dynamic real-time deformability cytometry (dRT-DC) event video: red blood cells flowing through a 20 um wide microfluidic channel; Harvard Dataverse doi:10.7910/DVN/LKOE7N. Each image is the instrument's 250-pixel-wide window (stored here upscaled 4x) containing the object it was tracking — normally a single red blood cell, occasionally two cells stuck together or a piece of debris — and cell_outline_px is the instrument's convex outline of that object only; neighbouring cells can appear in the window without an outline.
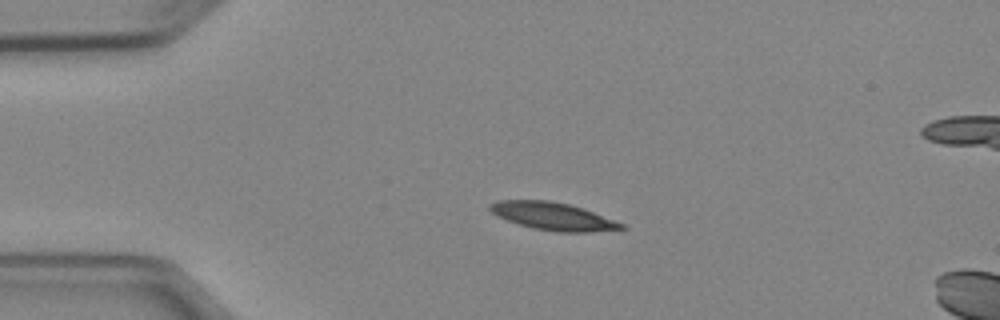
{"species": "Egyptian fruit bat (a non-hibernating species)", "species_latin": "Rousettus aegyptiacus", "temperature_condition": "cold", "stored_images_in_passage": 5, "camera_frame_rate_fps": 3000, "um_per_image_px": 0.085, "animal": {"sex": "female"}, "frame": {"image": 1, "passage_image": 3, "time_ms": 2.0, "image_size_px": [1000, 320], "cell_outline_px": [[628, 228], [592, 232], [556, 232], [532, 228], [496, 216], [488, 208], [488, 204], [500, 200], [548, 200], [568, 204], [584, 208], [624, 224]], "centroid_in_image_um": [47.01, 18.38], "position_along_channel_um": 38.0, "area_um2": 21.21}}